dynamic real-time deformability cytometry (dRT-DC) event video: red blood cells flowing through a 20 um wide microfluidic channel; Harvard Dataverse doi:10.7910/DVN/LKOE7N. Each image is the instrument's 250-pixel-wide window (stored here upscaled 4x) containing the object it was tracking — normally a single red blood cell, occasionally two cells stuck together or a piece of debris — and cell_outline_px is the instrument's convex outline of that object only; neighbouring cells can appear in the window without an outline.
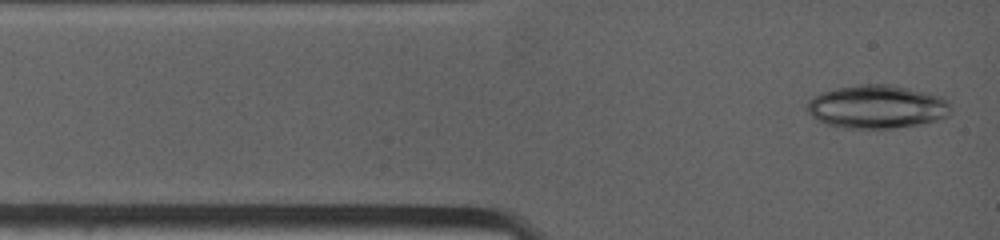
{"species": "common noctule bat (a hibernating species)", "species_latin": "Nyctalus noctula", "temperature_condition": "warm", "stored_images_in_passage": 2, "camera_frame_rate_fps": 4500, "um_per_image_px": 0.085, "animal": {"sex": "female", "body_mass_g": 19.0, "forearm_length_mm": 53.3}, "frame": {"image": 1, "passage_image": 1, "time_ms": 0.0, "image_size_px": [1000, 240], "cell_outline_px": [[948, 112], [944, 116], [936, 120], [916, 124], [892, 128], [844, 128], [828, 124], [812, 116], [808, 112], [808, 100], [820, 92], [840, 88], [864, 84], [880, 84], [904, 88], [944, 96], [948, 100]], "centroid_in_image_um": [74.51, 9.08], "position_along_channel_um": 10.5, "area_um2": 35.43}}